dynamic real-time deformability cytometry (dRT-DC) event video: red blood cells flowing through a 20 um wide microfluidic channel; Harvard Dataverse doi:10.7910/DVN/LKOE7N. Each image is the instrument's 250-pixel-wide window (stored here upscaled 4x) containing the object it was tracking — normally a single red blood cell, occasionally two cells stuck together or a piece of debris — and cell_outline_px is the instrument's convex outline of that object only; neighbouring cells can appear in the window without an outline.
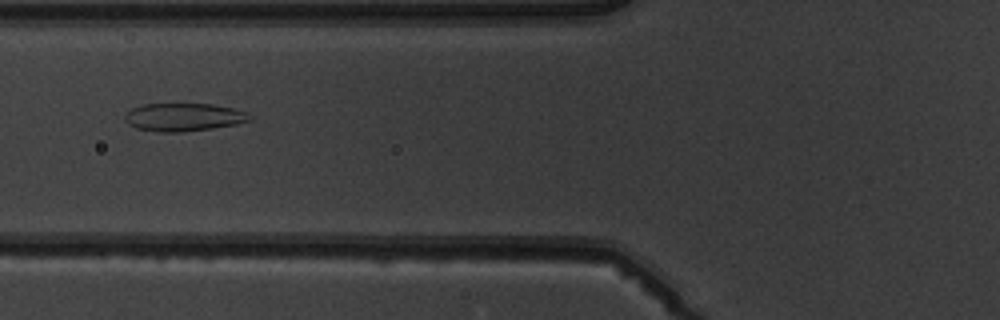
{"species": "common noctule bat (a hibernating species)", "species_latin": "Nyctalus noctula", "temperature_condition": "warm", "stored_images_in_passage": 3, "camera_frame_rate_fps": 3000, "um_per_image_px": 0.085, "animal": {"sex": "male", "body_mass_g": 19.5, "forearm_length_mm": 54.6}, "frame": {"image": 1, "passage_image": 2, "time_ms": 1.333, "image_size_px": [1000, 320], "cell_outline_px": [[252, 120], [236, 124], [212, 128], [180, 132], [160, 132], [136, 128], [128, 124], [124, 120], [124, 116], [132, 108], [140, 104], [212, 104], [236, 108], [248, 112], [252, 116]], "centroid_in_image_um": [15.63, 9.95], "position_along_channel_um": 110.2, "area_um2": 20.52}}